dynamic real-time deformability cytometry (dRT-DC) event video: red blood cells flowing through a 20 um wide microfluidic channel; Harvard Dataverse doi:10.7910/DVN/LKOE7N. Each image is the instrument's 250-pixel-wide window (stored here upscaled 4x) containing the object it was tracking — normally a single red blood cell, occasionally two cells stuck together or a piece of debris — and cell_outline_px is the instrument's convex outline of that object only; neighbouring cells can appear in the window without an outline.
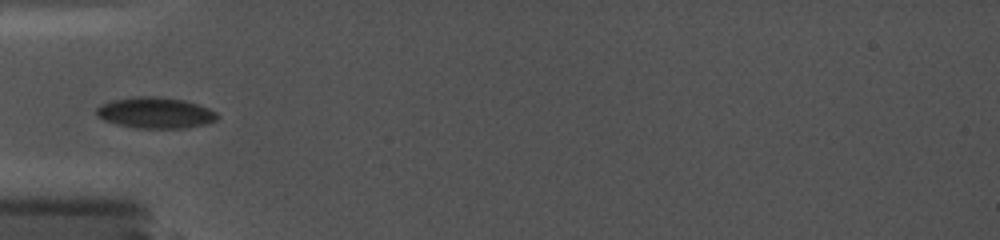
{"species": "common noctule bat (a hibernating species)", "species_latin": "Nyctalus noctula", "temperature_condition": "cold", "stored_images_in_passage": 5, "camera_frame_rate_fps": 5000, "um_per_image_px": 0.085, "animal": {"sex": "female", "body_mass_g": 19.0, "forearm_length_mm": 56.7}, "frame": {"image": 1, "passage_image": 1, "time_ms": 0.0, "image_size_px": [1000, 240], "cell_outline_px": [[220, 116], [216, 120], [204, 124], [184, 128], [136, 128], [104, 120], [96, 116], [96, 108], [100, 104], [112, 100], [132, 96], [156, 96], [184, 100], [208, 108], [216, 112]], "centroid_in_image_um": [13.18, 9.58], "position_along_channel_um": 71.8, "area_um2": 21.85}}
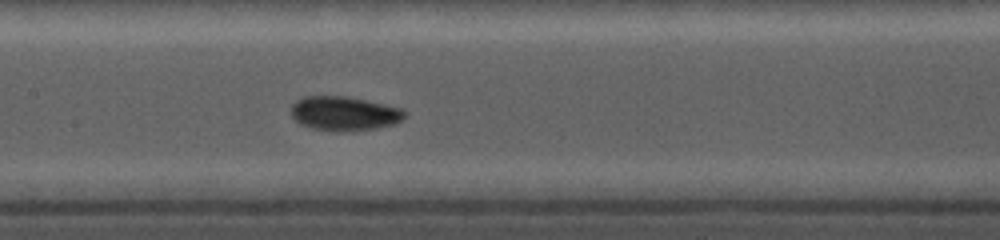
{"frame": {"image": 2, "passage_image": 4, "time_ms": 2.8, "image_size_px": [1000, 240], "cell_outline_px": [[408, 112], [396, 124], [376, 128], [336, 132], [312, 128], [300, 124], [292, 116], [292, 104], [296, 100], [304, 96], [344, 96], [384, 104], [400, 108]], "centroid_in_image_um": [29.25, 9.65], "position_along_channel_um": 178.2, "area_um2": 22.54}}
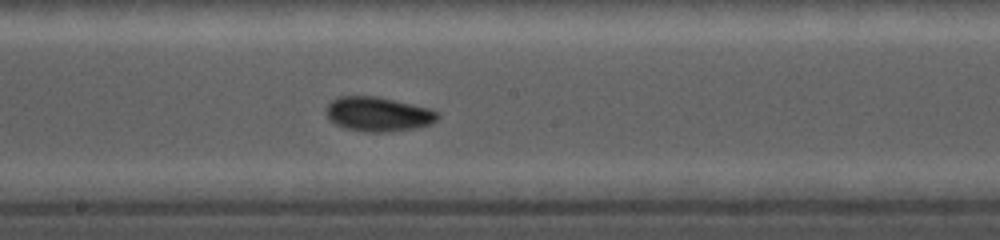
{"frame": {"image": 3, "passage_image": 5, "time_ms": 3.8, "image_size_px": [1000, 240], "cell_outline_px": [[440, 116], [432, 124], [416, 128], [384, 132], [368, 132], [348, 128], [336, 124], [328, 120], [328, 104], [332, 100], [340, 96], [376, 96], [432, 108], [440, 112]], "centroid_in_image_um": [32.21, 9.69], "position_along_channel_um": 216.0, "area_um2": 22.37}}